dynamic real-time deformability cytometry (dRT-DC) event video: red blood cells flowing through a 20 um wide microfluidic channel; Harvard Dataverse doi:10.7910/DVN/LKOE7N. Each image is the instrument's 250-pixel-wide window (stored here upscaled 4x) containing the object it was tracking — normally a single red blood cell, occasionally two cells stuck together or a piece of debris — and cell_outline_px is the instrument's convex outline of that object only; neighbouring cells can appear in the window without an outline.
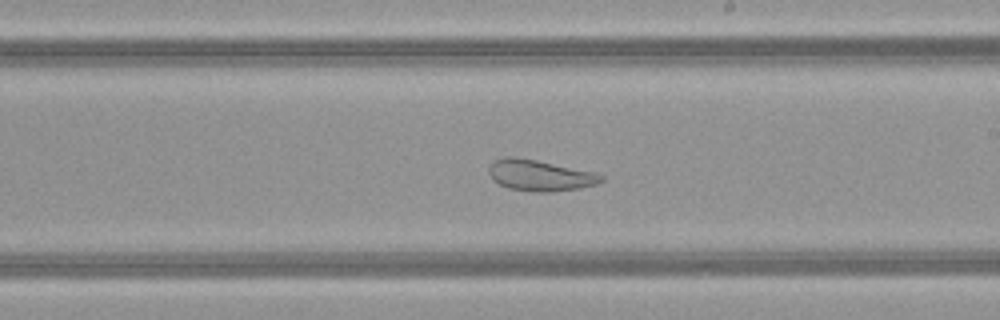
{"species": "common noctule bat (a hibernating species)", "species_latin": "Nyctalus noctula", "temperature_condition": "warm", "stored_images_in_passage": 50, "camera_frame_rate_fps": 3000, "um_per_image_px": 0.085, "animal": {"sex": "female", "body_mass_g": 21.9}, "frame": {"image": 1, "passage_image": 29, "time_ms": 9.333, "image_size_px": [1000, 320], "cell_outline_px": [[604, 180], [596, 184], [580, 188], [552, 192], [536, 192], [508, 188], [492, 180], [488, 172], [488, 168], [496, 160], [508, 156], [512, 156], [536, 160], [596, 172], [604, 176]], "centroid_in_image_um": [45.91, 14.91], "position_along_channel_um": 243.1, "area_um2": 20.35}}
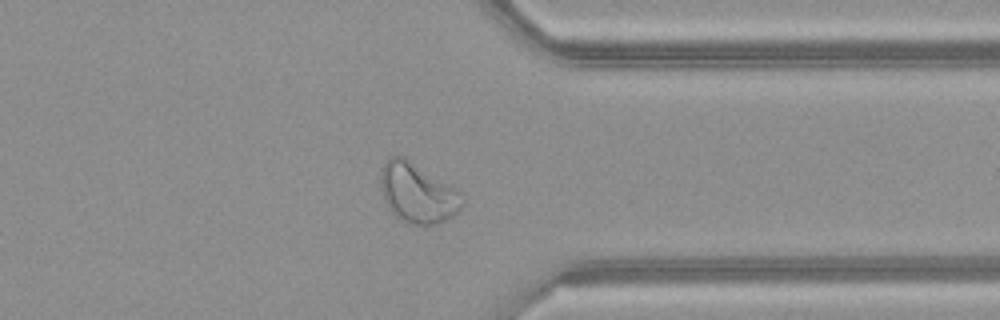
{"frame": {"image": 2, "passage_image": 39, "time_ms": 12.667, "image_size_px": [1000, 320], "cell_outline_px": [[464, 204], [452, 216], [440, 224], [424, 228], [408, 224], [400, 220], [388, 208], [380, 184], [380, 176], [384, 164], [388, 156], [404, 156], [456, 188], [460, 192], [464, 200]], "centroid_in_image_um": [35.5, 16.45], "position_along_channel_um": 375.9, "area_um2": 28.9}}
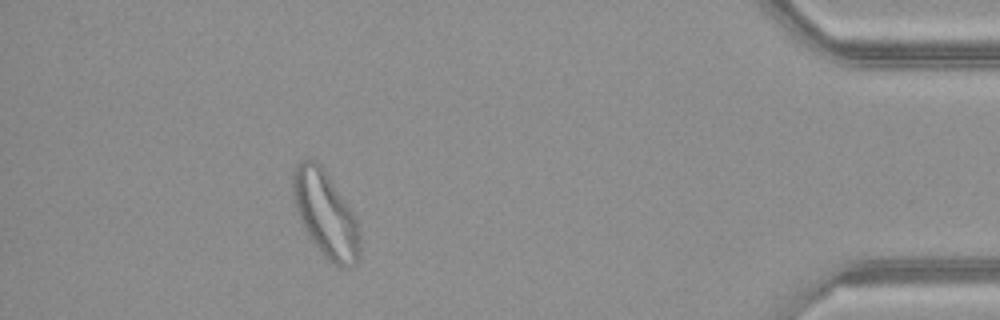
{"frame": {"image": 3, "passage_image": 45, "time_ms": 14.667, "image_size_px": [1000, 320], "cell_outline_px": [[360, 256], [356, 264], [344, 268], [340, 268], [328, 260], [324, 256], [308, 236], [300, 220], [292, 196], [292, 168], [300, 160], [316, 160], [324, 168], [352, 212], [360, 228]], "centroid_in_image_um": [27.66, 18.21], "position_along_channel_um": 407.5, "area_um2": 33.7}}